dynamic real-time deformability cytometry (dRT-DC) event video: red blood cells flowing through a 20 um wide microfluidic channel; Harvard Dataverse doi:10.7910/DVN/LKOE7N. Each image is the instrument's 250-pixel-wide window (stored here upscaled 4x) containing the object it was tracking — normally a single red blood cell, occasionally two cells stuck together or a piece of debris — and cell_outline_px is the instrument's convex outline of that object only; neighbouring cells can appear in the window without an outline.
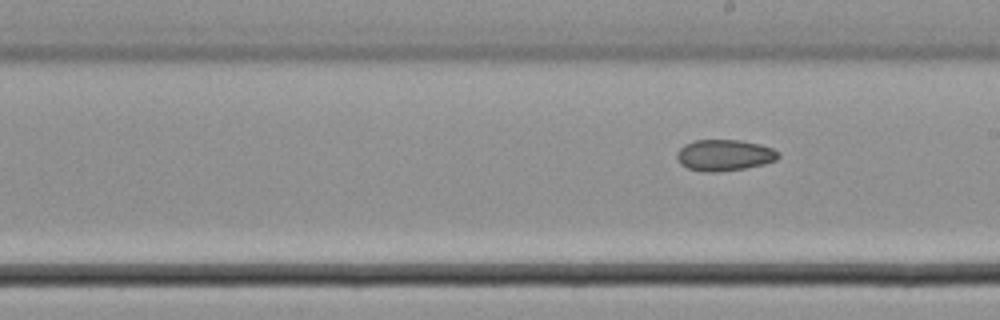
{"species": "common noctule bat (a hibernating species)", "species_latin": "Nyctalus noctula", "temperature_condition": "cold", "stored_images_in_passage": 23, "segment_of_instrument_passage": [2, 2], "camera_frame_rate_fps": 3000, "um_per_image_px": 0.085, "animal": {"sex": "male", "body_mass_g": 21.5, "forearm_length_mm": 52.0}, "frame": {"image": 1, "passage_image": 23, "time_ms": 7.333, "image_size_px": [1000, 320], "cell_outline_px": [[780, 156], [776, 160], [764, 164], [744, 168], [720, 172], [700, 172], [688, 168], [680, 164], [676, 156], [676, 152], [684, 144], [696, 140], [740, 140], [760, 144], [772, 148], [780, 152]], "centroid_in_image_um": [61.56, 13.19], "position_along_channel_um": 227.4, "area_um2": 18.67}}